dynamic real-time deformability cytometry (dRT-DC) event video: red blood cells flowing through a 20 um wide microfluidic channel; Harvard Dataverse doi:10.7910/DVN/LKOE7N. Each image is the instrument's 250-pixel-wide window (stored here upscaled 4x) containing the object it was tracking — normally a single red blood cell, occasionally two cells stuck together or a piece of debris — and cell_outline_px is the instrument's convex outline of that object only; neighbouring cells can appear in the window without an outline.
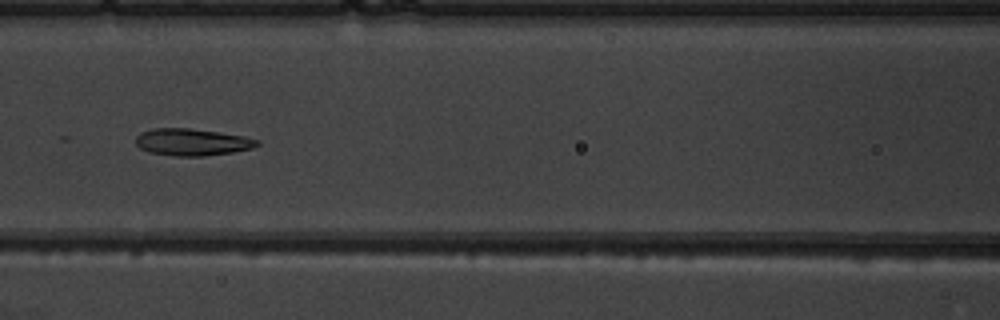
{"species": "common noctule bat (a hibernating species)", "species_latin": "Nyctalus noctula", "temperature_condition": "warm", "stored_images_in_passage": 9, "camera_frame_rate_fps": 3000, "um_per_image_px": 0.085, "animal": {"sex": "male", "body_mass_g": 19.5, "forearm_length_mm": 54.6}, "frame": {"image": 1, "passage_image": 7, "time_ms": 8.0, "image_size_px": [1000, 320], "cell_outline_px": [[260, 144], [252, 148], [232, 152], [204, 156], [176, 156], [148, 152], [140, 148], [136, 144], [136, 136], [140, 132], [152, 128], [188, 128], [220, 132], [244, 136], [260, 140]], "centroid_in_image_um": [16.32, 12.07], "position_along_channel_um": 150.3, "area_um2": 19.19}}
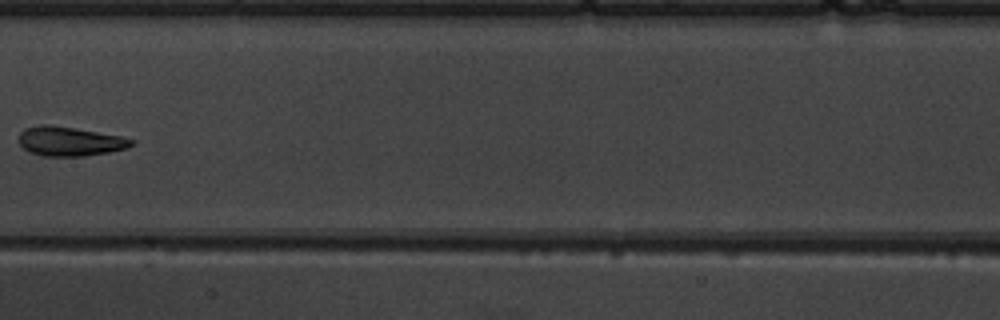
{"frame": {"image": 2, "passage_image": 8, "time_ms": 9.333, "image_size_px": [1000, 320], "cell_outline_px": [[136, 144], [128, 148], [108, 152], [84, 156], [44, 156], [28, 152], [16, 140], [20, 132], [24, 128], [40, 124], [48, 124], [76, 128], [120, 136], [136, 140]], "centroid_in_image_um": [5.91, 12.0], "position_along_channel_um": 201.5, "area_um2": 19.54}}
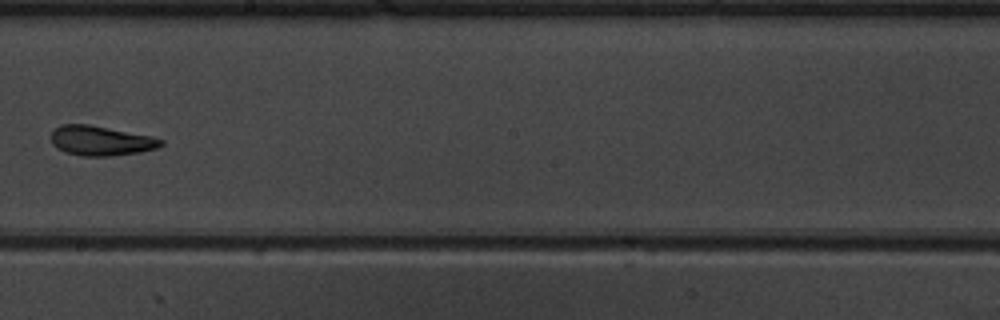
{"frame": {"image": 3, "passage_image": 9, "time_ms": 10.333, "image_size_px": [1000, 320], "cell_outline_px": [[164, 144], [156, 148], [140, 152], [112, 156], [80, 156], [64, 152], [56, 148], [52, 144], [52, 128], [60, 124], [88, 124], [152, 136], [164, 140]], "centroid_in_image_um": [8.54, 11.96], "position_along_channel_um": 239.7, "area_um2": 19.25}}